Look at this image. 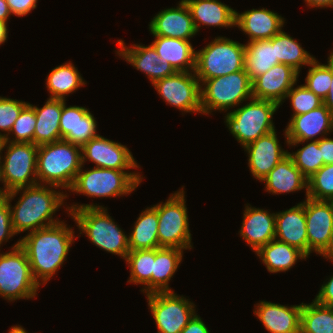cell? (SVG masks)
Listing matches in <instances>:
<instances>
[{
    "label": "cell",
    "instance_id": "1f68e13d",
    "mask_svg": "<svg viewBox=\"0 0 333 333\" xmlns=\"http://www.w3.org/2000/svg\"><path fill=\"white\" fill-rule=\"evenodd\" d=\"M244 61L251 81L278 64V59L275 58V35L269 40L247 42Z\"/></svg>",
    "mask_w": 333,
    "mask_h": 333
},
{
    "label": "cell",
    "instance_id": "ee69618b",
    "mask_svg": "<svg viewBox=\"0 0 333 333\" xmlns=\"http://www.w3.org/2000/svg\"><path fill=\"white\" fill-rule=\"evenodd\" d=\"M17 235L14 232L11 221L9 201L6 197L0 199V247L5 241Z\"/></svg>",
    "mask_w": 333,
    "mask_h": 333
},
{
    "label": "cell",
    "instance_id": "f5cc1de1",
    "mask_svg": "<svg viewBox=\"0 0 333 333\" xmlns=\"http://www.w3.org/2000/svg\"><path fill=\"white\" fill-rule=\"evenodd\" d=\"M320 256L333 262V230H332V233L330 236L329 243H328L326 249L320 254Z\"/></svg>",
    "mask_w": 333,
    "mask_h": 333
},
{
    "label": "cell",
    "instance_id": "f6af8a7d",
    "mask_svg": "<svg viewBox=\"0 0 333 333\" xmlns=\"http://www.w3.org/2000/svg\"><path fill=\"white\" fill-rule=\"evenodd\" d=\"M11 14L22 17L37 7L38 0H6Z\"/></svg>",
    "mask_w": 333,
    "mask_h": 333
},
{
    "label": "cell",
    "instance_id": "f35d334b",
    "mask_svg": "<svg viewBox=\"0 0 333 333\" xmlns=\"http://www.w3.org/2000/svg\"><path fill=\"white\" fill-rule=\"evenodd\" d=\"M308 68V73L305 77L306 83L303 85L324 100L330 90L332 79V51L326 64L318 62L315 58Z\"/></svg>",
    "mask_w": 333,
    "mask_h": 333
},
{
    "label": "cell",
    "instance_id": "db71d44e",
    "mask_svg": "<svg viewBox=\"0 0 333 333\" xmlns=\"http://www.w3.org/2000/svg\"><path fill=\"white\" fill-rule=\"evenodd\" d=\"M7 23L5 21H0V46L5 43L8 38V28Z\"/></svg>",
    "mask_w": 333,
    "mask_h": 333
},
{
    "label": "cell",
    "instance_id": "7c38bea8",
    "mask_svg": "<svg viewBox=\"0 0 333 333\" xmlns=\"http://www.w3.org/2000/svg\"><path fill=\"white\" fill-rule=\"evenodd\" d=\"M157 333H180L196 314L195 304L174 291L147 294Z\"/></svg>",
    "mask_w": 333,
    "mask_h": 333
},
{
    "label": "cell",
    "instance_id": "d6986e66",
    "mask_svg": "<svg viewBox=\"0 0 333 333\" xmlns=\"http://www.w3.org/2000/svg\"><path fill=\"white\" fill-rule=\"evenodd\" d=\"M176 8L159 11L149 22V31L153 36H163L190 40L197 35L190 10L181 0Z\"/></svg>",
    "mask_w": 333,
    "mask_h": 333
},
{
    "label": "cell",
    "instance_id": "8d00e7d4",
    "mask_svg": "<svg viewBox=\"0 0 333 333\" xmlns=\"http://www.w3.org/2000/svg\"><path fill=\"white\" fill-rule=\"evenodd\" d=\"M300 333H333V307L302 302Z\"/></svg>",
    "mask_w": 333,
    "mask_h": 333
},
{
    "label": "cell",
    "instance_id": "3957f363",
    "mask_svg": "<svg viewBox=\"0 0 333 333\" xmlns=\"http://www.w3.org/2000/svg\"><path fill=\"white\" fill-rule=\"evenodd\" d=\"M67 206L66 212L77 224L79 234L84 233L93 245L125 260L130 251L129 235L114 222L106 207L94 203Z\"/></svg>",
    "mask_w": 333,
    "mask_h": 333
},
{
    "label": "cell",
    "instance_id": "d590c367",
    "mask_svg": "<svg viewBox=\"0 0 333 333\" xmlns=\"http://www.w3.org/2000/svg\"><path fill=\"white\" fill-rule=\"evenodd\" d=\"M275 58L279 63L291 66L299 74L302 66H309L315 59L283 29L275 35Z\"/></svg>",
    "mask_w": 333,
    "mask_h": 333
},
{
    "label": "cell",
    "instance_id": "7bdbcfd3",
    "mask_svg": "<svg viewBox=\"0 0 333 333\" xmlns=\"http://www.w3.org/2000/svg\"><path fill=\"white\" fill-rule=\"evenodd\" d=\"M27 104L28 102L0 96V138L4 139L10 133L13 124Z\"/></svg>",
    "mask_w": 333,
    "mask_h": 333
},
{
    "label": "cell",
    "instance_id": "ab89813d",
    "mask_svg": "<svg viewBox=\"0 0 333 333\" xmlns=\"http://www.w3.org/2000/svg\"><path fill=\"white\" fill-rule=\"evenodd\" d=\"M307 196L313 200L333 201V164L323 165L307 179Z\"/></svg>",
    "mask_w": 333,
    "mask_h": 333
},
{
    "label": "cell",
    "instance_id": "d6a6232c",
    "mask_svg": "<svg viewBox=\"0 0 333 333\" xmlns=\"http://www.w3.org/2000/svg\"><path fill=\"white\" fill-rule=\"evenodd\" d=\"M77 67L71 61L56 66L47 75L46 88L51 99H63L86 85Z\"/></svg>",
    "mask_w": 333,
    "mask_h": 333
},
{
    "label": "cell",
    "instance_id": "4fadbf2b",
    "mask_svg": "<svg viewBox=\"0 0 333 333\" xmlns=\"http://www.w3.org/2000/svg\"><path fill=\"white\" fill-rule=\"evenodd\" d=\"M152 86L170 106L185 113H201L200 81L191 72H176L155 81Z\"/></svg>",
    "mask_w": 333,
    "mask_h": 333
},
{
    "label": "cell",
    "instance_id": "e0dca14e",
    "mask_svg": "<svg viewBox=\"0 0 333 333\" xmlns=\"http://www.w3.org/2000/svg\"><path fill=\"white\" fill-rule=\"evenodd\" d=\"M299 73L291 66L278 63L252 81V98L268 100L279 106L297 84Z\"/></svg>",
    "mask_w": 333,
    "mask_h": 333
},
{
    "label": "cell",
    "instance_id": "7a4b0ae2",
    "mask_svg": "<svg viewBox=\"0 0 333 333\" xmlns=\"http://www.w3.org/2000/svg\"><path fill=\"white\" fill-rule=\"evenodd\" d=\"M19 193L21 195L15 206L11 205V201ZM6 198L9 201L12 227L16 234H20L61 222L58 217L57 219L53 217L61 206L64 207V200L68 195L63 191L60 192L59 187L35 184L10 191Z\"/></svg>",
    "mask_w": 333,
    "mask_h": 333
},
{
    "label": "cell",
    "instance_id": "5b68a950",
    "mask_svg": "<svg viewBox=\"0 0 333 333\" xmlns=\"http://www.w3.org/2000/svg\"><path fill=\"white\" fill-rule=\"evenodd\" d=\"M78 172L71 192L91 198H112L131 194L142 183L143 176L137 171L92 167Z\"/></svg>",
    "mask_w": 333,
    "mask_h": 333
},
{
    "label": "cell",
    "instance_id": "4dcf8cb0",
    "mask_svg": "<svg viewBox=\"0 0 333 333\" xmlns=\"http://www.w3.org/2000/svg\"><path fill=\"white\" fill-rule=\"evenodd\" d=\"M183 249L155 248V261L152 271V293L174 291L169 281L179 268L183 259Z\"/></svg>",
    "mask_w": 333,
    "mask_h": 333
},
{
    "label": "cell",
    "instance_id": "681fc988",
    "mask_svg": "<svg viewBox=\"0 0 333 333\" xmlns=\"http://www.w3.org/2000/svg\"><path fill=\"white\" fill-rule=\"evenodd\" d=\"M308 7L312 8H333V0H304Z\"/></svg>",
    "mask_w": 333,
    "mask_h": 333
},
{
    "label": "cell",
    "instance_id": "ba28073f",
    "mask_svg": "<svg viewBox=\"0 0 333 333\" xmlns=\"http://www.w3.org/2000/svg\"><path fill=\"white\" fill-rule=\"evenodd\" d=\"M245 44L226 37H215L196 51L195 75L198 80L213 79L245 69Z\"/></svg>",
    "mask_w": 333,
    "mask_h": 333
},
{
    "label": "cell",
    "instance_id": "c3c4849f",
    "mask_svg": "<svg viewBox=\"0 0 333 333\" xmlns=\"http://www.w3.org/2000/svg\"><path fill=\"white\" fill-rule=\"evenodd\" d=\"M180 333H210L205 323L197 313L192 317L188 324Z\"/></svg>",
    "mask_w": 333,
    "mask_h": 333
},
{
    "label": "cell",
    "instance_id": "277c9868",
    "mask_svg": "<svg viewBox=\"0 0 333 333\" xmlns=\"http://www.w3.org/2000/svg\"><path fill=\"white\" fill-rule=\"evenodd\" d=\"M82 168V147L64 140L38 146V184L69 189Z\"/></svg>",
    "mask_w": 333,
    "mask_h": 333
},
{
    "label": "cell",
    "instance_id": "816d5d0a",
    "mask_svg": "<svg viewBox=\"0 0 333 333\" xmlns=\"http://www.w3.org/2000/svg\"><path fill=\"white\" fill-rule=\"evenodd\" d=\"M11 15L12 14L6 0H0V21L7 22Z\"/></svg>",
    "mask_w": 333,
    "mask_h": 333
},
{
    "label": "cell",
    "instance_id": "d4e9b609",
    "mask_svg": "<svg viewBox=\"0 0 333 333\" xmlns=\"http://www.w3.org/2000/svg\"><path fill=\"white\" fill-rule=\"evenodd\" d=\"M275 239L294 246L308 257V237L304 205H297L276 212Z\"/></svg>",
    "mask_w": 333,
    "mask_h": 333
},
{
    "label": "cell",
    "instance_id": "f546056e",
    "mask_svg": "<svg viewBox=\"0 0 333 333\" xmlns=\"http://www.w3.org/2000/svg\"><path fill=\"white\" fill-rule=\"evenodd\" d=\"M256 255L270 273L286 272L297 264L299 259L306 260L308 258L298 248L276 239L262 246Z\"/></svg>",
    "mask_w": 333,
    "mask_h": 333
},
{
    "label": "cell",
    "instance_id": "e575fe53",
    "mask_svg": "<svg viewBox=\"0 0 333 333\" xmlns=\"http://www.w3.org/2000/svg\"><path fill=\"white\" fill-rule=\"evenodd\" d=\"M153 261H155V249L130 250L125 258L130 268L127 282L142 285L141 292L145 295L152 293Z\"/></svg>",
    "mask_w": 333,
    "mask_h": 333
},
{
    "label": "cell",
    "instance_id": "4316f807",
    "mask_svg": "<svg viewBox=\"0 0 333 333\" xmlns=\"http://www.w3.org/2000/svg\"><path fill=\"white\" fill-rule=\"evenodd\" d=\"M260 182H265V191L270 194H289L305 189V196L308 198L307 178L295 166L289 155L283 158Z\"/></svg>",
    "mask_w": 333,
    "mask_h": 333
},
{
    "label": "cell",
    "instance_id": "9a60e30c",
    "mask_svg": "<svg viewBox=\"0 0 333 333\" xmlns=\"http://www.w3.org/2000/svg\"><path fill=\"white\" fill-rule=\"evenodd\" d=\"M308 237V257L313 252L320 255L327 247L333 230V201H319L305 198Z\"/></svg>",
    "mask_w": 333,
    "mask_h": 333
},
{
    "label": "cell",
    "instance_id": "7dc6e473",
    "mask_svg": "<svg viewBox=\"0 0 333 333\" xmlns=\"http://www.w3.org/2000/svg\"><path fill=\"white\" fill-rule=\"evenodd\" d=\"M318 145L321 150L324 165L333 164V139L323 137L318 140Z\"/></svg>",
    "mask_w": 333,
    "mask_h": 333
},
{
    "label": "cell",
    "instance_id": "f907efd6",
    "mask_svg": "<svg viewBox=\"0 0 333 333\" xmlns=\"http://www.w3.org/2000/svg\"><path fill=\"white\" fill-rule=\"evenodd\" d=\"M323 104L333 114V51H332V79H331V85H330V90L328 92V95L323 100Z\"/></svg>",
    "mask_w": 333,
    "mask_h": 333
},
{
    "label": "cell",
    "instance_id": "484cf974",
    "mask_svg": "<svg viewBox=\"0 0 333 333\" xmlns=\"http://www.w3.org/2000/svg\"><path fill=\"white\" fill-rule=\"evenodd\" d=\"M188 6L195 28L200 27H235L236 10L219 0H183ZM202 25V26H201Z\"/></svg>",
    "mask_w": 333,
    "mask_h": 333
},
{
    "label": "cell",
    "instance_id": "ac0fdd59",
    "mask_svg": "<svg viewBox=\"0 0 333 333\" xmlns=\"http://www.w3.org/2000/svg\"><path fill=\"white\" fill-rule=\"evenodd\" d=\"M117 42L119 49L116 51V55L118 54L121 59L123 58L138 71L144 72L151 84L177 72L170 63L162 61L151 44L147 46L132 44L127 47L123 40L120 39Z\"/></svg>",
    "mask_w": 333,
    "mask_h": 333
},
{
    "label": "cell",
    "instance_id": "6f0895ef",
    "mask_svg": "<svg viewBox=\"0 0 333 333\" xmlns=\"http://www.w3.org/2000/svg\"><path fill=\"white\" fill-rule=\"evenodd\" d=\"M2 143H3V139L0 138V151H1V146H2Z\"/></svg>",
    "mask_w": 333,
    "mask_h": 333
},
{
    "label": "cell",
    "instance_id": "603a6c76",
    "mask_svg": "<svg viewBox=\"0 0 333 333\" xmlns=\"http://www.w3.org/2000/svg\"><path fill=\"white\" fill-rule=\"evenodd\" d=\"M301 309L302 303L286 306L263 300L253 311L270 333H300Z\"/></svg>",
    "mask_w": 333,
    "mask_h": 333
},
{
    "label": "cell",
    "instance_id": "83f0119b",
    "mask_svg": "<svg viewBox=\"0 0 333 333\" xmlns=\"http://www.w3.org/2000/svg\"><path fill=\"white\" fill-rule=\"evenodd\" d=\"M155 37L151 45L162 61L170 63L177 72H191L195 70L196 50L190 40Z\"/></svg>",
    "mask_w": 333,
    "mask_h": 333
},
{
    "label": "cell",
    "instance_id": "9c48e42d",
    "mask_svg": "<svg viewBox=\"0 0 333 333\" xmlns=\"http://www.w3.org/2000/svg\"><path fill=\"white\" fill-rule=\"evenodd\" d=\"M183 188L172 193L166 202L153 205L158 215L159 248L190 250L193 247Z\"/></svg>",
    "mask_w": 333,
    "mask_h": 333
},
{
    "label": "cell",
    "instance_id": "b9f144b4",
    "mask_svg": "<svg viewBox=\"0 0 333 333\" xmlns=\"http://www.w3.org/2000/svg\"><path fill=\"white\" fill-rule=\"evenodd\" d=\"M288 98L293 110L291 116L307 113L323 104V100L304 85L293 86L285 97V99Z\"/></svg>",
    "mask_w": 333,
    "mask_h": 333
},
{
    "label": "cell",
    "instance_id": "5bb4252c",
    "mask_svg": "<svg viewBox=\"0 0 333 333\" xmlns=\"http://www.w3.org/2000/svg\"><path fill=\"white\" fill-rule=\"evenodd\" d=\"M95 163V167L115 170L139 169L140 165L134 159L127 146L113 140L96 136L82 146V165L85 162Z\"/></svg>",
    "mask_w": 333,
    "mask_h": 333
},
{
    "label": "cell",
    "instance_id": "836d02e7",
    "mask_svg": "<svg viewBox=\"0 0 333 333\" xmlns=\"http://www.w3.org/2000/svg\"><path fill=\"white\" fill-rule=\"evenodd\" d=\"M129 248L130 250L159 248L158 215L153 206L145 208L134 222L129 234Z\"/></svg>",
    "mask_w": 333,
    "mask_h": 333
},
{
    "label": "cell",
    "instance_id": "6da1fadb",
    "mask_svg": "<svg viewBox=\"0 0 333 333\" xmlns=\"http://www.w3.org/2000/svg\"><path fill=\"white\" fill-rule=\"evenodd\" d=\"M61 221L54 225L29 232L20 240V247L29 260L34 280L43 286L66 261L75 231ZM42 284V285H41Z\"/></svg>",
    "mask_w": 333,
    "mask_h": 333
},
{
    "label": "cell",
    "instance_id": "ffe728a7",
    "mask_svg": "<svg viewBox=\"0 0 333 333\" xmlns=\"http://www.w3.org/2000/svg\"><path fill=\"white\" fill-rule=\"evenodd\" d=\"M276 133L274 130L243 148L248 154L250 172L259 181L288 155V151L280 146Z\"/></svg>",
    "mask_w": 333,
    "mask_h": 333
},
{
    "label": "cell",
    "instance_id": "8fae6325",
    "mask_svg": "<svg viewBox=\"0 0 333 333\" xmlns=\"http://www.w3.org/2000/svg\"><path fill=\"white\" fill-rule=\"evenodd\" d=\"M4 157L2 156V151ZM38 146L34 143L3 141L0 162L3 180L8 192L38 184ZM3 158V159H2Z\"/></svg>",
    "mask_w": 333,
    "mask_h": 333
},
{
    "label": "cell",
    "instance_id": "8992f818",
    "mask_svg": "<svg viewBox=\"0 0 333 333\" xmlns=\"http://www.w3.org/2000/svg\"><path fill=\"white\" fill-rule=\"evenodd\" d=\"M248 101L224 116L228 130L242 148L276 130L273 115L280 107L268 100L251 98Z\"/></svg>",
    "mask_w": 333,
    "mask_h": 333
},
{
    "label": "cell",
    "instance_id": "cb8c5ba5",
    "mask_svg": "<svg viewBox=\"0 0 333 333\" xmlns=\"http://www.w3.org/2000/svg\"><path fill=\"white\" fill-rule=\"evenodd\" d=\"M285 19L274 11L265 8L236 11L235 27L248 35V42L269 40L284 27Z\"/></svg>",
    "mask_w": 333,
    "mask_h": 333
},
{
    "label": "cell",
    "instance_id": "74e56055",
    "mask_svg": "<svg viewBox=\"0 0 333 333\" xmlns=\"http://www.w3.org/2000/svg\"><path fill=\"white\" fill-rule=\"evenodd\" d=\"M299 144H303V147L295 152H288V155L292 158L295 166L308 179L324 165L323 157L318 141L288 142L287 145L295 147Z\"/></svg>",
    "mask_w": 333,
    "mask_h": 333
},
{
    "label": "cell",
    "instance_id": "bcb514c9",
    "mask_svg": "<svg viewBox=\"0 0 333 333\" xmlns=\"http://www.w3.org/2000/svg\"><path fill=\"white\" fill-rule=\"evenodd\" d=\"M314 300L321 305L333 307V275L322 284Z\"/></svg>",
    "mask_w": 333,
    "mask_h": 333
},
{
    "label": "cell",
    "instance_id": "9f6ffc18",
    "mask_svg": "<svg viewBox=\"0 0 333 333\" xmlns=\"http://www.w3.org/2000/svg\"><path fill=\"white\" fill-rule=\"evenodd\" d=\"M8 331V333H28L21 325L11 326Z\"/></svg>",
    "mask_w": 333,
    "mask_h": 333
},
{
    "label": "cell",
    "instance_id": "44dd1931",
    "mask_svg": "<svg viewBox=\"0 0 333 333\" xmlns=\"http://www.w3.org/2000/svg\"><path fill=\"white\" fill-rule=\"evenodd\" d=\"M95 119L89 108L76 105L67 107L65 103L60 117L61 139L82 147L99 135Z\"/></svg>",
    "mask_w": 333,
    "mask_h": 333
},
{
    "label": "cell",
    "instance_id": "11a10c76",
    "mask_svg": "<svg viewBox=\"0 0 333 333\" xmlns=\"http://www.w3.org/2000/svg\"><path fill=\"white\" fill-rule=\"evenodd\" d=\"M0 182L3 184L4 188L0 187V199L6 197V195L9 193L5 187V183L3 180V175H2V168H1V162H0Z\"/></svg>",
    "mask_w": 333,
    "mask_h": 333
},
{
    "label": "cell",
    "instance_id": "52a82bcc",
    "mask_svg": "<svg viewBox=\"0 0 333 333\" xmlns=\"http://www.w3.org/2000/svg\"><path fill=\"white\" fill-rule=\"evenodd\" d=\"M199 81L201 111L204 115L216 110L226 112L252 98V81L245 69Z\"/></svg>",
    "mask_w": 333,
    "mask_h": 333
},
{
    "label": "cell",
    "instance_id": "60d3db41",
    "mask_svg": "<svg viewBox=\"0 0 333 333\" xmlns=\"http://www.w3.org/2000/svg\"><path fill=\"white\" fill-rule=\"evenodd\" d=\"M35 126L36 116L34 107L32 104L28 103L22 109L20 115L12 126L10 133L3 139V141L33 143ZM10 135H12V138Z\"/></svg>",
    "mask_w": 333,
    "mask_h": 333
},
{
    "label": "cell",
    "instance_id": "f1b7e54d",
    "mask_svg": "<svg viewBox=\"0 0 333 333\" xmlns=\"http://www.w3.org/2000/svg\"><path fill=\"white\" fill-rule=\"evenodd\" d=\"M66 103L63 99L47 98L42 108L35 105L36 126L33 143L37 146L60 141V117L62 107Z\"/></svg>",
    "mask_w": 333,
    "mask_h": 333
},
{
    "label": "cell",
    "instance_id": "7402d4cb",
    "mask_svg": "<svg viewBox=\"0 0 333 333\" xmlns=\"http://www.w3.org/2000/svg\"><path fill=\"white\" fill-rule=\"evenodd\" d=\"M276 213L268 210L245 206L240 236L256 253L262 246L275 239Z\"/></svg>",
    "mask_w": 333,
    "mask_h": 333
},
{
    "label": "cell",
    "instance_id": "30bf717a",
    "mask_svg": "<svg viewBox=\"0 0 333 333\" xmlns=\"http://www.w3.org/2000/svg\"><path fill=\"white\" fill-rule=\"evenodd\" d=\"M39 284L34 280L29 260L18 240L9 252L0 253V296L13 302L33 299Z\"/></svg>",
    "mask_w": 333,
    "mask_h": 333
},
{
    "label": "cell",
    "instance_id": "2e32d148",
    "mask_svg": "<svg viewBox=\"0 0 333 333\" xmlns=\"http://www.w3.org/2000/svg\"><path fill=\"white\" fill-rule=\"evenodd\" d=\"M331 132H333V114L322 104L307 113L292 116L284 136L288 144L297 141H318Z\"/></svg>",
    "mask_w": 333,
    "mask_h": 333
}]
</instances>
